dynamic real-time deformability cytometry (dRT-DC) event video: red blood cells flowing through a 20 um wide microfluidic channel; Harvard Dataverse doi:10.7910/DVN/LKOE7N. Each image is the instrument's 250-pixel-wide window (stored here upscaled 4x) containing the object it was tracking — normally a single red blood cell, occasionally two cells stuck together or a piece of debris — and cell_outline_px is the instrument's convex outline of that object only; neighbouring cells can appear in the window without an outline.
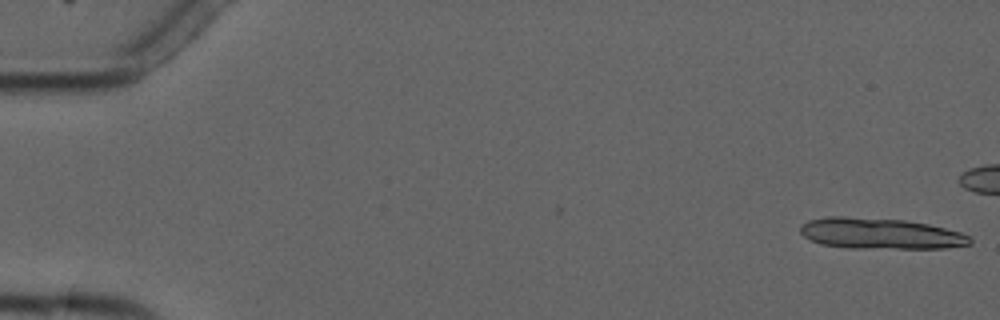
{"species": "common noctule bat (a hibernating species)", "species_latin": "Nyctalus noctula", "temperature_condition": "cold", "stored_images_in_passage": 7, "camera_frame_rate_fps": 3000, "um_per_image_px": 0.085, "animal": {"sex": "male", "forearm_length_mm": 52.5}, "frame": {"image": 1, "passage_image": 1, "time_ms": 0.0, "image_size_px": [1000, 320], "cell_outline_px": [[972, 244], [944, 248], [848, 248], [820, 244], [804, 236], [800, 232], [800, 224], [808, 220], [824, 216], [844, 216], [904, 220], [928, 224], [960, 232], [972, 236]], "centroid_in_image_um": [74.81, 19.85], "position_along_channel_um": 10.2, "area_um2": 30.81}}